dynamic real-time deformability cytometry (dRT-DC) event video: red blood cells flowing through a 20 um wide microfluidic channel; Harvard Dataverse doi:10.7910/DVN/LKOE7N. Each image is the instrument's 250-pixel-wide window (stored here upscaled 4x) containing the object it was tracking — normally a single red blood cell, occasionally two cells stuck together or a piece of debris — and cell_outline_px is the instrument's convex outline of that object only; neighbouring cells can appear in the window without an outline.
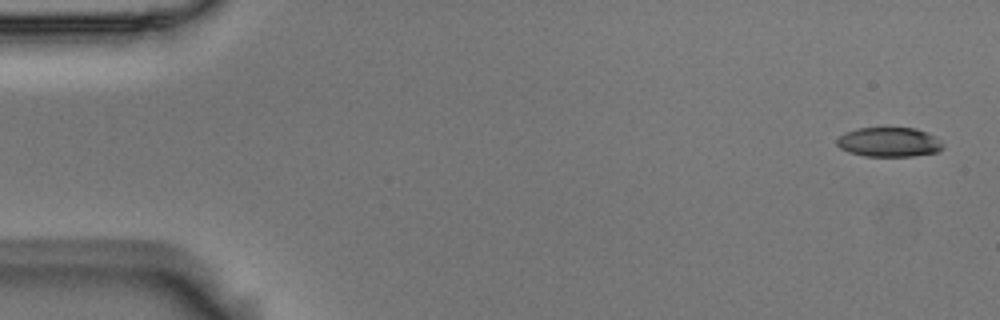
{"species": "Egyptian fruit bat (a non-hibernating species)", "species_latin": "Rousettus aegyptiacus", "temperature_condition": "room temperature", "stored_images_in_passage": 4, "camera_frame_rate_fps": 3000, "um_per_image_px": 0.085, "animal": {"sex": "male"}, "frame": {"image": 1, "passage_image": 1, "time_ms": 0.0, "image_size_px": [1000, 320], "cell_outline_px": [[944, 148], [936, 152], [912, 156], [864, 156], [848, 152], [840, 148], [836, 144], [836, 140], [844, 132], [856, 128], [916, 128], [936, 136], [944, 144]], "centroid_in_image_um": [75.57, 12.08], "position_along_channel_um": 9.4, "area_um2": 18.38}}
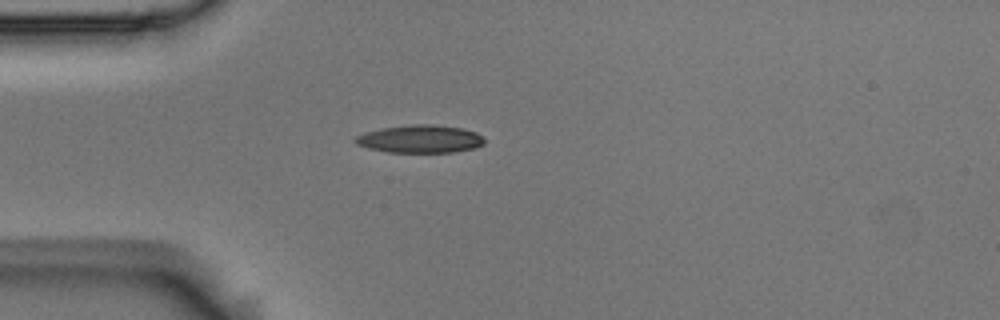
{"frame": {"image": 2, "passage_image": 4, "time_ms": 1.0, "image_size_px": [1000, 320], "cell_outline_px": [[484, 144], [476, 148], [452, 152], [388, 152], [368, 148], [356, 144], [352, 140], [356, 136], [364, 132], [380, 128], [412, 124], [432, 124], [464, 128], [476, 132], [484, 140]], "centroid_in_image_um": [35.69, 11.8], "position_along_channel_um": 49.3, "area_um2": 21.1}}